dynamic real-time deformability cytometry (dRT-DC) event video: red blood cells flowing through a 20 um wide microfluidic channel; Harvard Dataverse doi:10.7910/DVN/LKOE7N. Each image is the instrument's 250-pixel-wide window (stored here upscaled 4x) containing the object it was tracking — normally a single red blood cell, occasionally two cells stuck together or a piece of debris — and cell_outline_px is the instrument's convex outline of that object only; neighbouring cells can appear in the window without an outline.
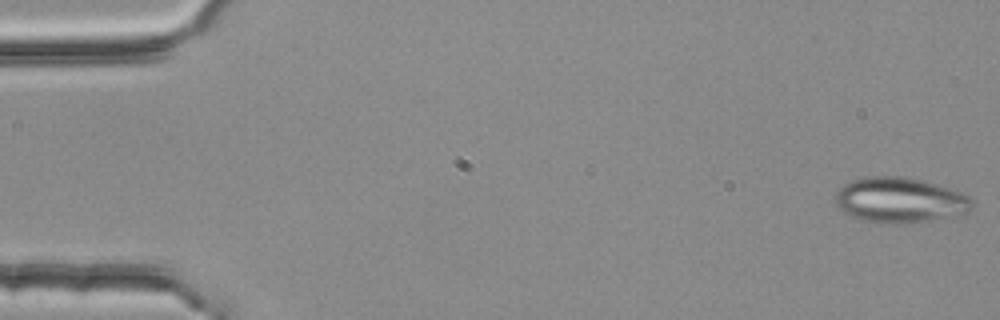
{"species": "common noctule bat (a hibernating species)", "species_latin": "Nyctalus noctula", "temperature_condition": "room temperature", "stored_images_in_passage": 4, "camera_frame_rate_fps": 3000, "um_per_image_px": 0.085, "animal": {"sex": "female", "body_mass_g": 25.1}, "frame": {"image": 1, "passage_image": 1, "time_ms": 0.0, "image_size_px": [1000, 320], "cell_outline_px": [[976, 204], [968, 212], [924, 220], [896, 224], [892, 224], [860, 220], [836, 208], [836, 192], [844, 184], [852, 180], [864, 176], [904, 176], [936, 184], [964, 192]], "centroid_in_image_um": [76.46, 16.99], "position_along_channel_um": 8.5, "area_um2": 36.01}}